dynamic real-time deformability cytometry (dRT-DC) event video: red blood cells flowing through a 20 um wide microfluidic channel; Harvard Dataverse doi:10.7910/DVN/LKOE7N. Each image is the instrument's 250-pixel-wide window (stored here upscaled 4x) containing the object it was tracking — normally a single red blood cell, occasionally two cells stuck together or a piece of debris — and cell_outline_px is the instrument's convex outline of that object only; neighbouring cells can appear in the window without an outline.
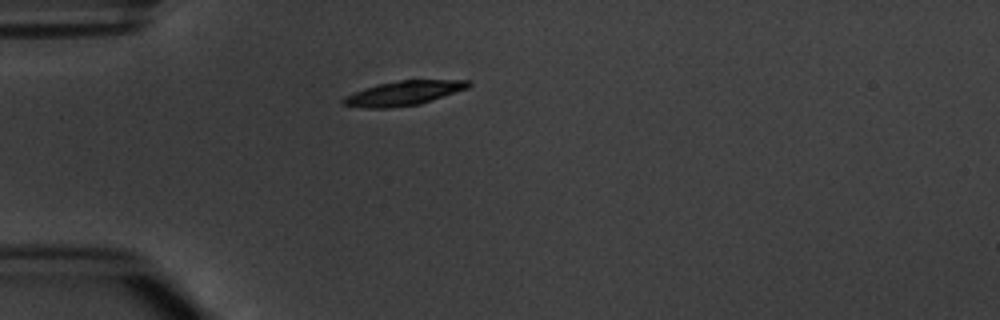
{"species": "common noctule bat (a hibernating species)", "species_latin": "Nyctalus noctula", "temperature_condition": "warm", "stored_images_in_passage": 1, "camera_frame_rate_fps": 3000, "um_per_image_px": 0.085, "animal": {"sex": "male", "body_mass_g": 20.1, "forearm_length_mm": 53.5}, "frame": {"image": 1, "passage_image": 1, "time_ms": 0.0, "image_size_px": [1000, 320], "cell_outline_px": [[472, 84], [468, 88], [420, 104], [388, 108], [368, 108], [344, 104], [340, 100], [344, 96], [364, 88], [376, 84], [396, 80], [472, 80]], "centroid_in_image_um": [34.31, 7.9], "position_along_channel_um": 50.7, "area_um2": 17.86}}